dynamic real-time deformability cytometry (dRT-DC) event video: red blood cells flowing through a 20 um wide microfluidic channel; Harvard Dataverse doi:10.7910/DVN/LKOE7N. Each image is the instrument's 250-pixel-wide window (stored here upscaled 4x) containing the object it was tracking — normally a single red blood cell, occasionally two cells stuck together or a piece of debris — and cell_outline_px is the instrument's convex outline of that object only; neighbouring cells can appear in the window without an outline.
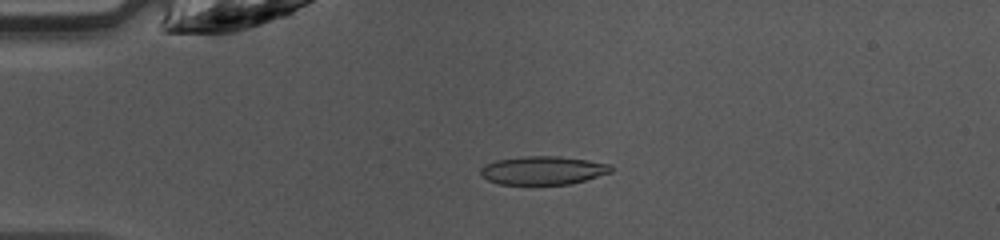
{"species": "common noctule bat (a hibernating species)", "species_latin": "Nyctalus noctula", "temperature_condition": "warm", "stored_images_in_passage": 47, "camera_frame_rate_fps": 3000, "um_per_image_px": 0.085, "animal": {"sex": "female", "body_mass_g": 10.0, "forearm_length_mm": 53.1}, "frame": {"image": 1, "passage_image": 11, "time_ms": 3.333, "image_size_px": [1000, 240], "cell_outline_px": [[612, 172], [572, 184], [500, 184], [488, 180], [480, 176], [480, 168], [484, 164], [496, 160], [524, 156], [560, 156], [588, 160], [612, 164]], "centroid_in_image_um": [46.15, 14.48], "position_along_channel_um": 38.8, "area_um2": 21.79}}
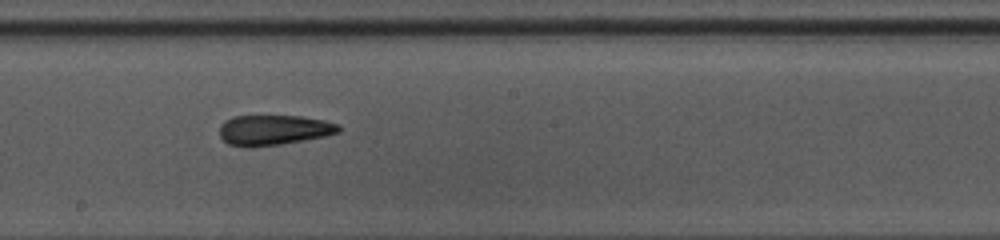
{"frame": {"image": 2, "passage_image": 26, "time_ms": 8.333, "image_size_px": [1000, 240], "cell_outline_px": [[340, 132], [324, 136], [304, 140], [280, 144], [252, 148], [248, 148], [228, 144], [220, 136], [220, 124], [224, 120], [232, 116], [304, 116], [324, 120], [340, 124]], "centroid_in_image_um": [23.25, 11.05], "position_along_channel_um": 224.9, "area_um2": 21.21}}
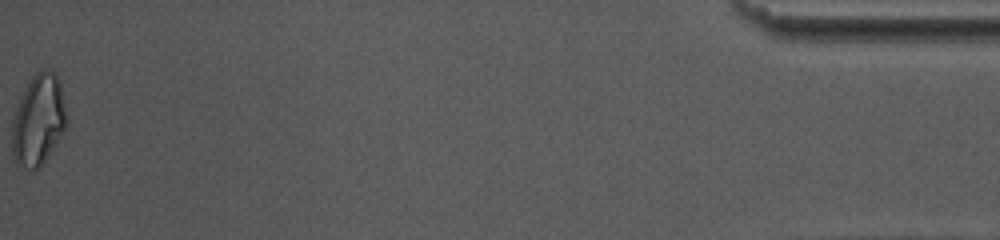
{"frame": {"image": 3, "passage_image": 47, "time_ms": 15.333, "image_size_px": [1000, 240], "cell_outline_px": [[68, 124], [64, 132], [40, 164], [36, 168], [28, 168], [16, 164], [12, 152], [12, 120], [16, 108], [32, 76], [40, 68], [52, 72], [56, 76], [60, 84], [68, 120]], "centroid_in_image_um": [3.26, 10.18], "position_along_channel_um": 431.9, "area_um2": 28.32}, "authors_computed_cell_mechanics": {"area_um2": 21.3282, "velocity_mm_per_s": 4.2723, "shape_relaxation_time_tau1_ms": 8.4661, "shape_relaxation_time_tau2_ms": 2.9963, "deformation_change_tau1": 0.2307, "deformation_change_tau2": 0.1127}}